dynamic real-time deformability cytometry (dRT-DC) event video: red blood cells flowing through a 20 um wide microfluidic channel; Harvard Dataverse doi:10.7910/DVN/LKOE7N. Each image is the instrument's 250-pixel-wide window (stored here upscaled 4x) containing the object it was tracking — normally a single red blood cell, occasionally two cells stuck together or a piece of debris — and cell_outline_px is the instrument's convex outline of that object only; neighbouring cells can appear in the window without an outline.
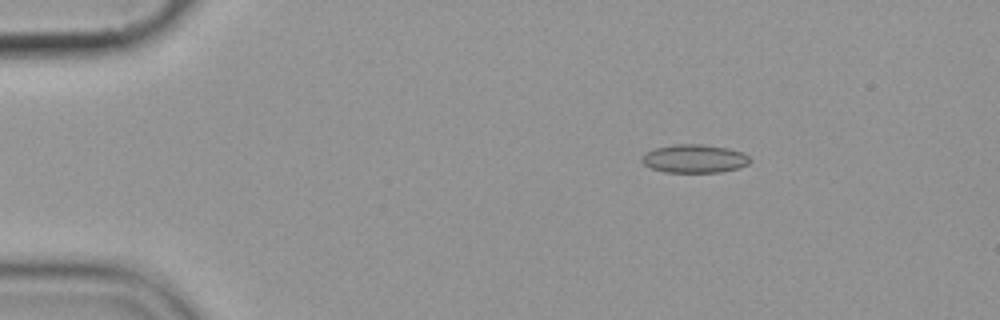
{"species": "common noctule bat (a hibernating species)", "species_latin": "Nyctalus noctula", "temperature_condition": "cold", "stored_images_in_passage": 3, "camera_frame_rate_fps": 3000, "um_per_image_px": 0.085, "animal": {"sex": "female", "body_mass_g": 19.9}, "frame": {"image": 1, "passage_image": 1, "time_ms": 0.0, "image_size_px": [1000, 320], "cell_outline_px": [[748, 164], [736, 168], [720, 172], [664, 172], [652, 168], [644, 164], [640, 160], [640, 156], [644, 152], [656, 148], [676, 144], [700, 144], [728, 148], [744, 152], [748, 156]], "centroid_in_image_um": [58.97, 13.48], "position_along_channel_um": 26.0, "area_um2": 17.8}}